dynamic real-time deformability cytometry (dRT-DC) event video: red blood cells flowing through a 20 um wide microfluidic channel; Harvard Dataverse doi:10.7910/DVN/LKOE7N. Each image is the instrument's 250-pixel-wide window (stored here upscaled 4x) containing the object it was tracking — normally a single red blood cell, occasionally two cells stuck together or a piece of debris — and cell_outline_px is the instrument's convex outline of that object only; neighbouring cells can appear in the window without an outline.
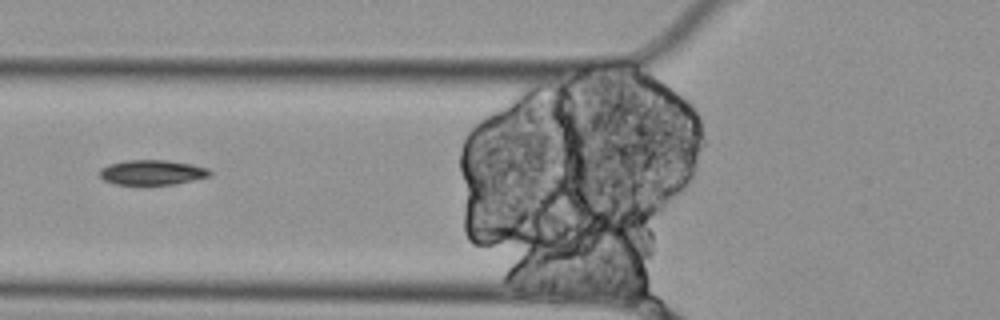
{"species": "Egyptian fruit bat (a non-hibernating species)", "species_latin": "Rousettus aegyptiacus", "temperature_condition": "cold", "stored_images_in_passage": 7, "segment_of_instrument_passage": [2, 2], "camera_frame_rate_fps": 3000, "um_per_image_px": 0.085, "animal": {"sex": "female"}, "frame": {"image": 1, "passage_image": 3, "time_ms": 0.667, "image_size_px": [1000, 320], "cell_outline_px": [[212, 172], [208, 176], [172, 184], [116, 184], [104, 180], [100, 176], [100, 168], [108, 164], [124, 160], [168, 160], [192, 164], [208, 168]], "centroid_in_image_um": [12.9, 14.63], "position_along_channel_um": 112.9, "area_um2": 15.84}}
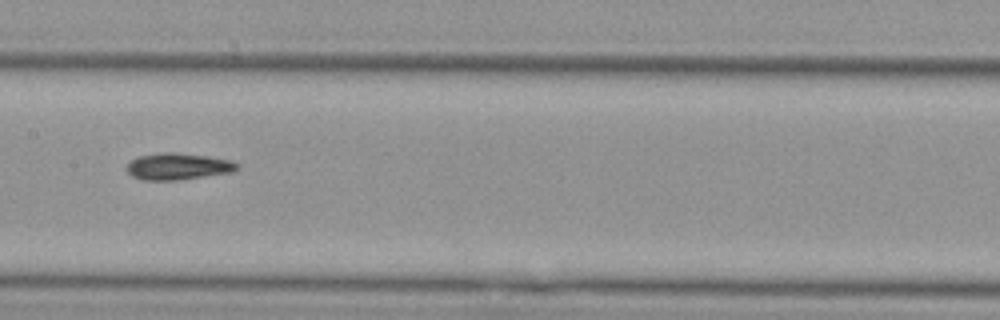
{"frame": {"image": 2, "passage_image": 5, "time_ms": 1.333, "image_size_px": [1000, 320], "cell_outline_px": [[240, 168], [232, 172], [180, 180], [140, 180], [132, 176], [124, 168], [132, 160], [140, 156], [164, 152], [172, 152], [208, 156], [232, 160], [240, 164]], "centroid_in_image_um": [15.16, 14.15], "position_along_channel_um": 192.2, "area_um2": 17.28}}
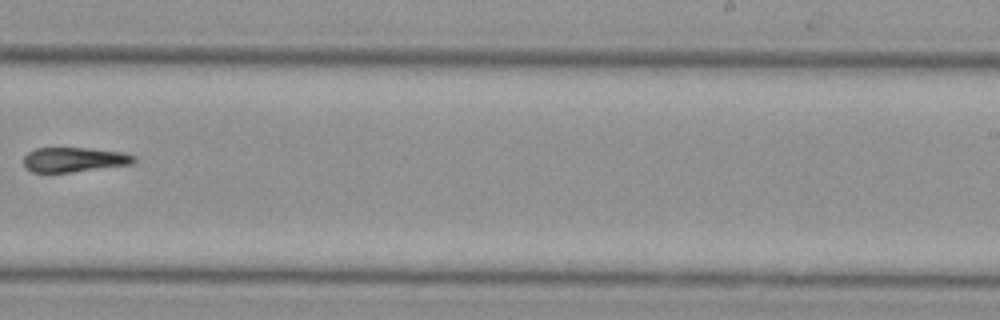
{"frame": {"image": 3, "passage_image": 7, "time_ms": 2.0, "image_size_px": [1000, 320], "cell_outline_px": [[136, 164], [72, 172], [32, 172], [24, 168], [24, 156], [28, 152], [36, 148], [92, 148], [124, 152], [136, 156]], "centroid_in_image_um": [6.36, 13.57], "position_along_channel_um": 282.6, "area_um2": 16.18}}